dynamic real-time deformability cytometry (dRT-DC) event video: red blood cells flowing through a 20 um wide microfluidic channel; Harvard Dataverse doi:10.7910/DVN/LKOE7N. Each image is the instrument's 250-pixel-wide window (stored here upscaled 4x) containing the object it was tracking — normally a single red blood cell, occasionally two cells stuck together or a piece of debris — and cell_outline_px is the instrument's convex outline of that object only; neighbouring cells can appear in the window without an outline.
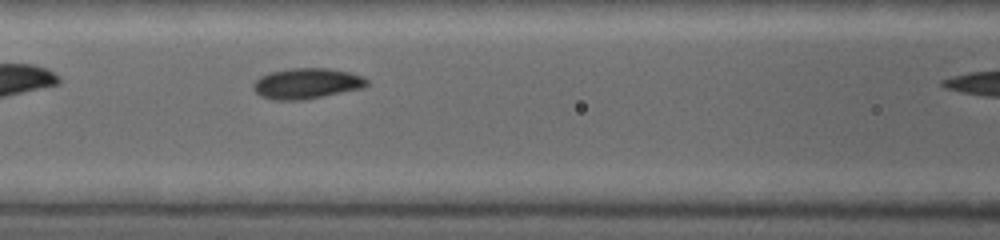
{"species": "common noctule bat (a hibernating species)", "species_latin": "Nyctalus noctula", "temperature_condition": "warm", "stored_images_in_passage": 9, "camera_frame_rate_fps": 5000, "um_per_image_px": 0.085, "animal": {"sex": "female", "body_mass_g": 19.0, "forearm_length_mm": 53.3}, "frame": {"image": 1, "passage_image": 8, "time_ms": 1.6, "image_size_px": [1000, 240], "cell_outline_px": [[368, 84], [364, 88], [324, 96], [300, 100], [272, 100], [260, 96], [252, 88], [252, 84], [260, 76], [272, 72], [288, 68], [328, 68], [348, 72], [360, 76], [368, 80]], "centroid_in_image_um": [26.04, 7.1], "position_along_channel_um": 140.6, "area_um2": 20.29}}